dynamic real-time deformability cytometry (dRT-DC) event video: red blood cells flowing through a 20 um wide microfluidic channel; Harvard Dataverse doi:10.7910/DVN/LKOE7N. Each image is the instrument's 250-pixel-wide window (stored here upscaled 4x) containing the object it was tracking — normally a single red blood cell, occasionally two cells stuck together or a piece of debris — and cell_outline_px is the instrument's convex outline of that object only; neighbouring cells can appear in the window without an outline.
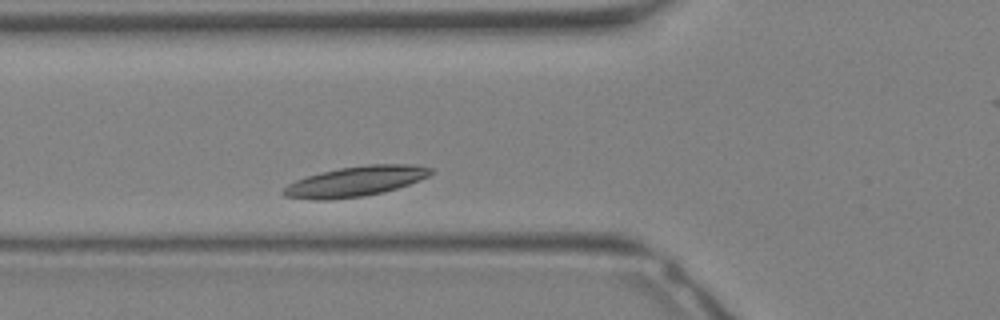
{"species": "Egyptian fruit bat (a non-hibernating species)", "species_latin": "Rousettus aegyptiacus", "temperature_condition": "warm", "stored_images_in_passage": 21, "camera_frame_rate_fps": 3000, "um_per_image_px": 0.085, "animal": {"sex": "female"}, "frame": {"image": 1, "passage_image": 5, "time_ms": 1.333, "image_size_px": [1000, 320], "cell_outline_px": [[432, 172], [428, 176], [408, 184], [396, 188], [364, 196], [328, 200], [312, 200], [284, 196], [280, 192], [288, 184], [296, 180], [320, 172], [340, 168], [368, 164], [412, 164], [432, 168]], "centroid_in_image_um": [30.17, 15.42], "position_along_channel_um": 95.6, "area_um2": 25.66}}
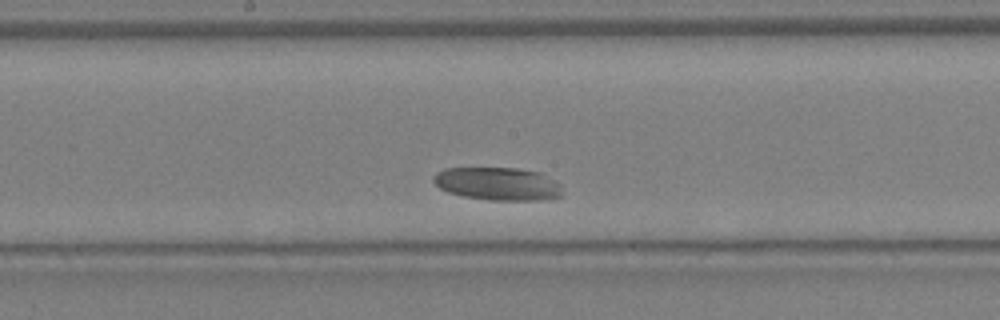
{"frame": {"image": 2, "passage_image": 11, "time_ms": 3.333, "image_size_px": [1000, 320], "cell_outline_px": [[564, 196], [552, 200], [488, 200], [464, 196], [448, 192], [440, 188], [432, 180], [432, 176], [436, 172], [444, 168], [516, 168], [540, 172], [560, 184]], "centroid_in_image_um": [42.34, 15.63], "position_along_channel_um": 205.9, "area_um2": 25.09}}
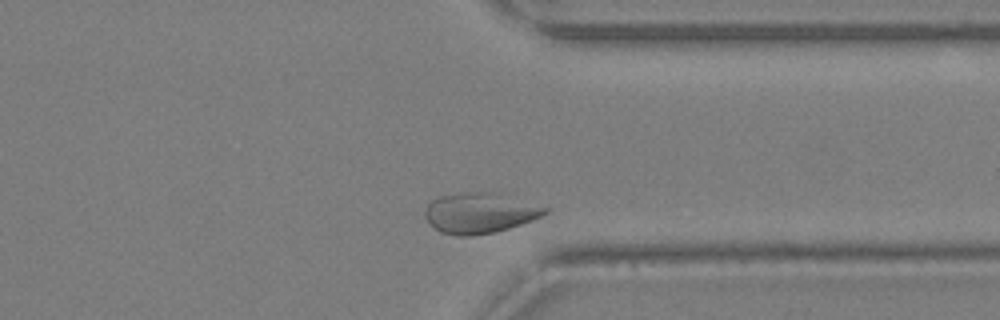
{"frame": {"image": 3, "passage_image": 20, "time_ms": 6.333, "image_size_px": [1000, 320], "cell_outline_px": [[552, 208], [548, 212], [540, 216], [520, 224], [496, 232], [468, 236], [460, 236], [440, 232], [424, 216], [424, 208], [432, 200], [440, 196], [468, 192], [500, 192]], "centroid_in_image_um": [40.82, 18.08], "position_along_channel_um": 370.6, "area_um2": 28.44}}